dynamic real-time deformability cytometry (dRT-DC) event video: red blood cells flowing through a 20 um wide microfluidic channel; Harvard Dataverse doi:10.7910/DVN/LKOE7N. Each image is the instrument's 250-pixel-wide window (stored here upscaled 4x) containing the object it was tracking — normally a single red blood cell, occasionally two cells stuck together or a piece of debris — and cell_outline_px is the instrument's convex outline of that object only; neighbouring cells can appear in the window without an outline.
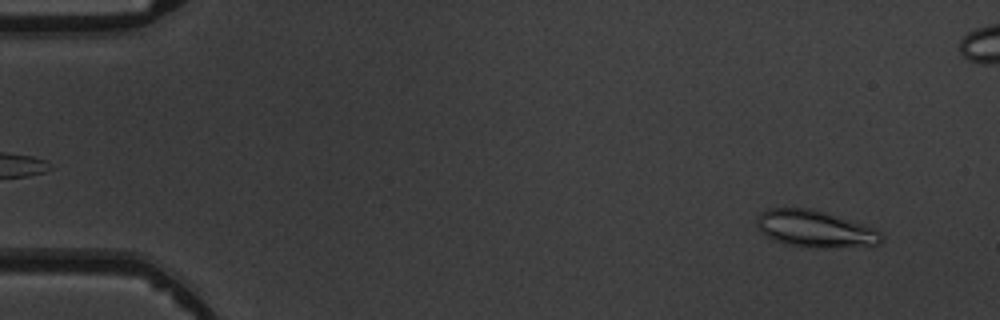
{"species": "common noctule bat (a hibernating species)", "species_latin": "Nyctalus noctula", "temperature_condition": "warm", "stored_images_in_passage": 4, "camera_frame_rate_fps": 3000, "um_per_image_px": 0.085, "animal": {"sex": "male", "body_mass_g": 19.5, "forearm_length_mm": 54.6}, "frame": {"image": 1, "passage_image": 4, "time_ms": 4.0, "image_size_px": [1000, 320], "cell_outline_px": [[884, 240], [880, 244], [820, 248], [808, 248], [784, 244], [772, 240], [756, 224], [756, 216], [760, 212], [768, 208], [812, 208], [864, 224], [876, 228], [884, 236]], "centroid_in_image_um": [69.28, 19.45], "position_along_channel_um": 15.7, "area_um2": 26.99}}